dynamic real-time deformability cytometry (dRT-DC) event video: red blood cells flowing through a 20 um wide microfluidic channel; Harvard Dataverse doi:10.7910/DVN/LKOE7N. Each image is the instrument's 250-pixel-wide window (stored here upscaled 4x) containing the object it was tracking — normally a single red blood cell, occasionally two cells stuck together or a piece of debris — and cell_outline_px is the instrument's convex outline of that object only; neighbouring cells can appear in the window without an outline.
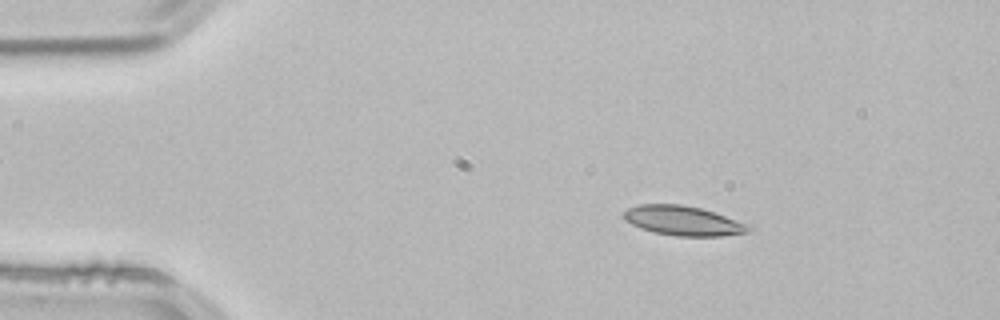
{"species": "common noctule bat (a hibernating species)", "species_latin": "Nyctalus noctula", "temperature_condition": "room temperature", "stored_images_in_passage": 52, "camera_frame_rate_fps": 3000, "um_per_image_px": 0.085, "animal": {"sex": "male", "body_mass_g": 21.5, "forearm_length_mm": 52.0}, "frame": {"image": 1, "passage_image": 8, "time_ms": 2.333, "image_size_px": [1000, 320], "cell_outline_px": [[756, 228], [748, 232], [720, 236], [676, 236], [652, 232], [640, 228], [624, 220], [624, 212], [628, 208], [640, 204], [680, 204], [700, 208], [752, 224]], "centroid_in_image_um": [58.12, 18.77], "position_along_channel_um": 26.9, "area_um2": 21.73}}
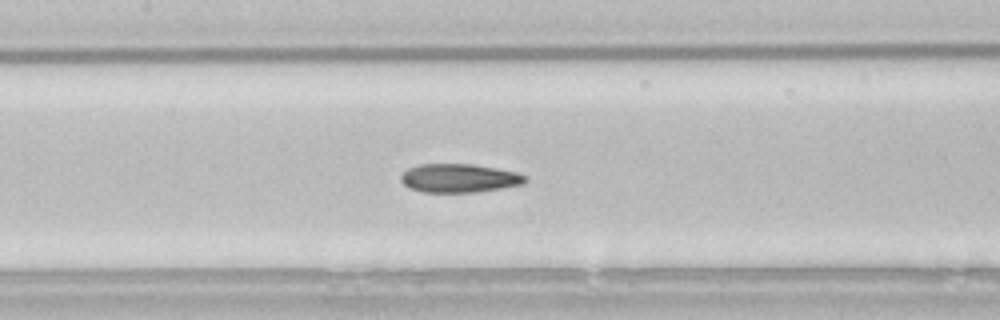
{"frame": {"image": 2, "passage_image": 24, "time_ms": 7.667, "image_size_px": [1000, 320], "cell_outline_px": [[528, 180], [520, 184], [500, 188], [476, 192], [424, 192], [408, 188], [400, 180], [400, 176], [408, 168], [420, 164], [472, 164], [496, 168], [516, 172], [528, 176]], "centroid_in_image_um": [39.01, 15.14], "position_along_channel_um": 168.4, "area_um2": 20.69}}
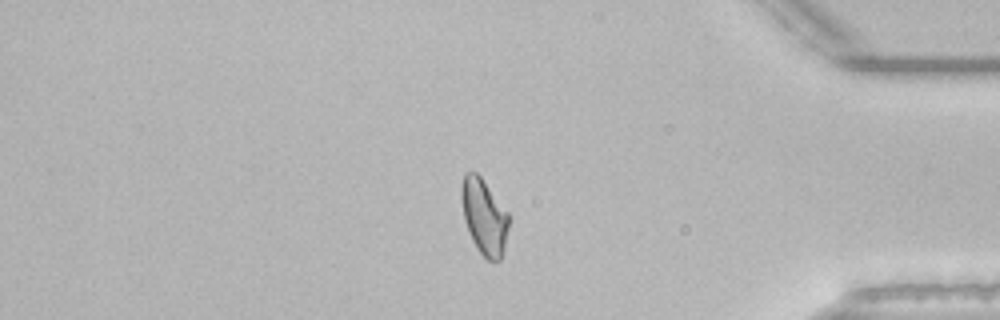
{"frame": {"image": 3, "passage_image": 44, "time_ms": 14.333, "image_size_px": [1000, 320], "cell_outline_px": [[508, 228], [504, 248], [500, 260], [488, 260], [476, 248], [472, 240], [464, 220], [460, 196], [460, 188], [464, 172], [476, 172], [480, 176], [508, 212]], "centroid_in_image_um": [41.12, 18.39], "position_along_channel_um": 394.1, "area_um2": 20.75}, "authors_computed_cell_mechanics": {"area_um2": 21.0681, "velocity_mm_per_s": 3.8368, "shape_relaxation_time_tau1_ms": 8.7432, "shape_relaxation_time_tau2_ms": 2.9516, "deformation_change_tau1": 0.1957, "deformation_change_tau2": 0.0964}}